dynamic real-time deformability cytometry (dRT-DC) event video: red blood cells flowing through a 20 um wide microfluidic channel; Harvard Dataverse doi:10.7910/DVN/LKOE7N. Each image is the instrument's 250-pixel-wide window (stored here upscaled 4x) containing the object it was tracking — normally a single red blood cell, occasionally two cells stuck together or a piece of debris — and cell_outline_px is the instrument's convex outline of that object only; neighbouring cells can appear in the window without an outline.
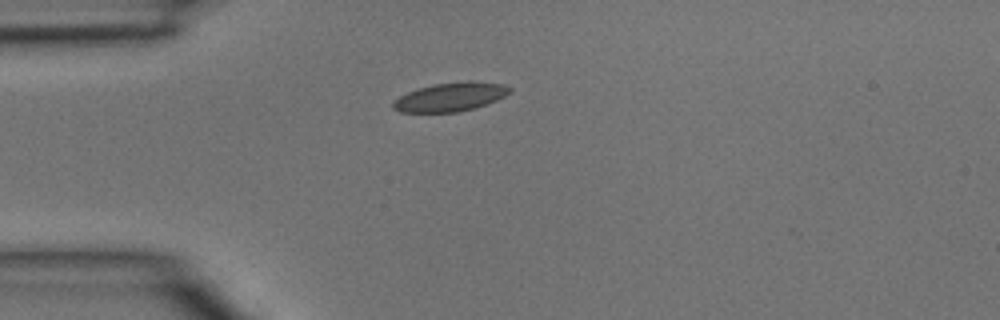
{"species": "common noctule bat (a hibernating species)", "species_latin": "Nyctalus noctula", "temperature_condition": "room temperature", "stored_images_in_passage": 1, "camera_frame_rate_fps": 3000, "um_per_image_px": 0.085, "animal": {"sex": "male", "body_mass_g": 15.6}, "frame": {"image": 1, "passage_image": 1, "time_ms": 0.0, "image_size_px": [1000, 320], "cell_outline_px": [[512, 92], [496, 100], [476, 108], [456, 112], [400, 112], [392, 108], [392, 104], [400, 96], [408, 92], [432, 84], [468, 80], [472, 80], [504, 84], [512, 88]], "centroid_in_image_um": [38.33, 8.23], "position_along_channel_um": 46.7, "area_um2": 19.65}}